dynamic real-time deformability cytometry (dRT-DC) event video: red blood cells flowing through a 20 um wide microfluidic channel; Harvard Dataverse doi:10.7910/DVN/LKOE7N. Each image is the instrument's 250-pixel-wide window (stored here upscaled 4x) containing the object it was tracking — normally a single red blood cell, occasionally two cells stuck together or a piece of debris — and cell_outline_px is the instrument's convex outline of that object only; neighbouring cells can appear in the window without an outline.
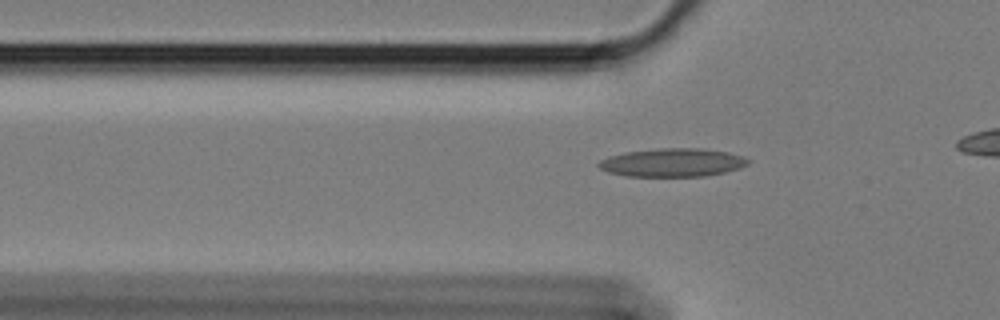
{"species": "Egyptian fruit bat (a non-hibernating species)", "species_latin": "Rousettus aegyptiacus", "temperature_condition": "cold", "stored_images_in_passage": 43, "camera_frame_rate_fps": 3000, "um_per_image_px": 0.085, "animal": {"sex": "female"}, "frame": {"image": 1, "passage_image": 14, "time_ms": 4.333, "image_size_px": [1000, 320], "cell_outline_px": [[752, 160], [748, 164], [740, 168], [724, 172], [704, 176], [628, 176], [608, 172], [600, 168], [596, 164], [600, 160], [608, 156], [628, 152], [660, 148], [700, 148], [728, 152], [744, 156]], "centroid_in_image_um": [57.19, 13.81], "position_along_channel_um": 68.6, "area_um2": 24.68}}
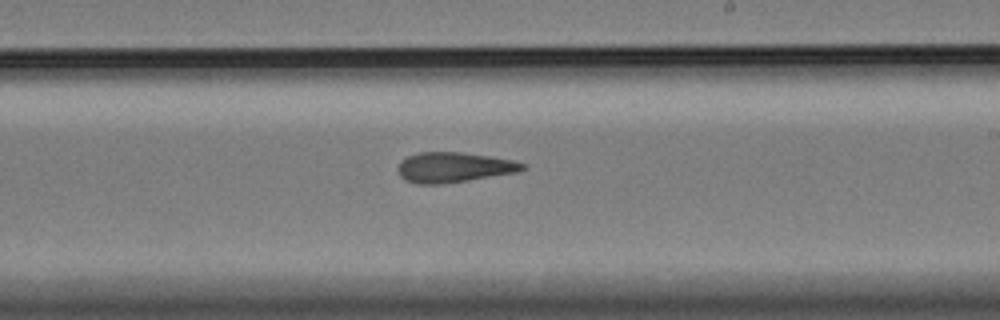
{"frame": {"image": 2, "passage_image": 30, "time_ms": 9.667, "image_size_px": [1000, 320], "cell_outline_px": [[524, 168], [516, 172], [444, 184], [416, 184], [404, 180], [400, 176], [400, 160], [408, 156], [420, 152], [460, 152], [488, 156], [512, 160], [524, 164]], "centroid_in_image_um": [38.53, 14.23], "position_along_channel_um": 250.5, "area_um2": 21.56}}
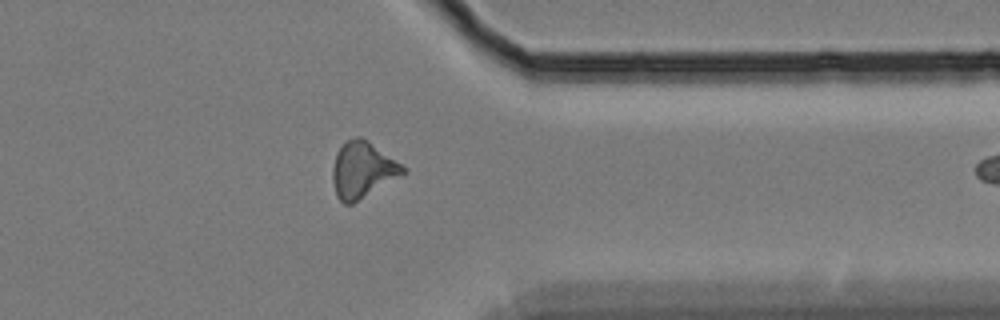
{"frame": {"image": 3, "passage_image": 42, "time_ms": 13.667, "image_size_px": [1000, 320], "cell_outline_px": [[408, 172], [352, 204], [344, 204], [336, 196], [332, 180], [332, 168], [336, 152], [348, 140], [356, 136], [360, 136], [368, 140], [400, 164]], "centroid_in_image_um": [30.79, 14.45], "position_along_channel_um": 380.6, "area_um2": 22.83}}